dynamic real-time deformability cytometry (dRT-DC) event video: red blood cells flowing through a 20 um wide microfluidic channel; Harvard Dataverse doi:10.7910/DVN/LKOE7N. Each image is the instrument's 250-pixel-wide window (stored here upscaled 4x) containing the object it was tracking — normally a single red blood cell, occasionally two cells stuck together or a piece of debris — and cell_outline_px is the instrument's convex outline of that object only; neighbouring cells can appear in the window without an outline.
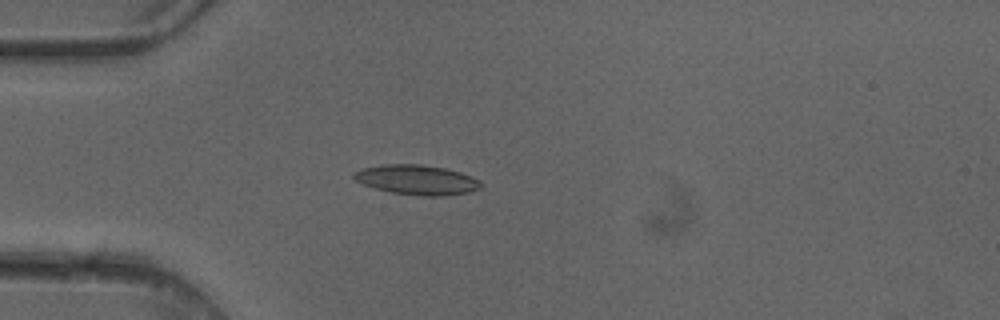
{"species": "common noctule bat (a hibernating species)", "species_latin": "Nyctalus noctula", "temperature_condition": "cold", "stored_images_in_passage": 3, "camera_frame_rate_fps": 3000, "um_per_image_px": 0.085, "animal": {"sex": "female"}, "frame": {"image": 1, "passage_image": 3, "time_ms": 0.667, "image_size_px": [1000, 320], "cell_outline_px": [[484, 184], [480, 188], [468, 192], [444, 196], [420, 196], [392, 192], [376, 188], [364, 184], [356, 180], [352, 176], [352, 172], [360, 168], [380, 164], [420, 164], [444, 168], [460, 172], [480, 180]], "centroid_in_image_um": [35.42, 15.27], "position_along_channel_um": 49.6, "area_um2": 22.14}}